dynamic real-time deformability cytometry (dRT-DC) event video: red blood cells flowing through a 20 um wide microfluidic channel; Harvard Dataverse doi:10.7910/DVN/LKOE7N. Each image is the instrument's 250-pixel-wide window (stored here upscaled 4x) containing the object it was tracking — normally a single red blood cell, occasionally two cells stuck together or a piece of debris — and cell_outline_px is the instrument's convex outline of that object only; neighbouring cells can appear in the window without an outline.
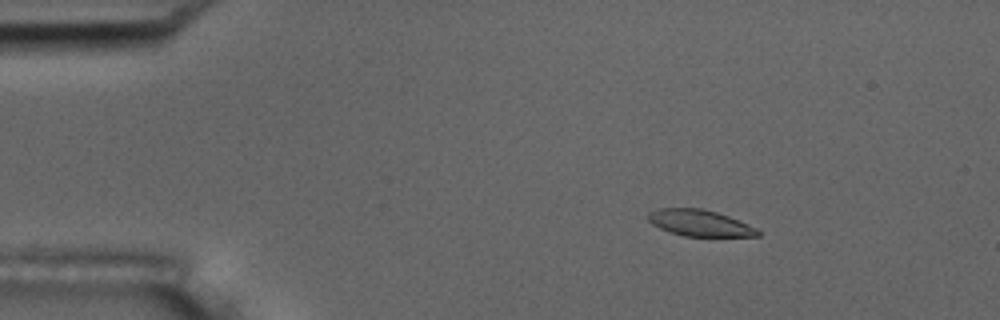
{"species": "common noctule bat (a hibernating species)", "species_latin": "Nyctalus noctula", "temperature_condition": "room temperature", "stored_images_in_passage": 56, "camera_frame_rate_fps": 3000, "um_per_image_px": 0.085, "animal": {"sex": "male", "body_mass_g": 17.5, "forearm_length_mm": 52.3}, "frame": {"image": 1, "passage_image": 9, "time_ms": 2.667, "image_size_px": [1000, 320], "cell_outline_px": [[760, 236], [684, 236], [660, 228], [652, 224], [648, 220], [648, 212], [660, 208], [700, 208], [716, 212], [728, 216], [748, 224], [756, 228], [760, 232]], "centroid_in_image_um": [59.47, 18.95], "position_along_channel_um": 25.5, "area_um2": 16.65}}
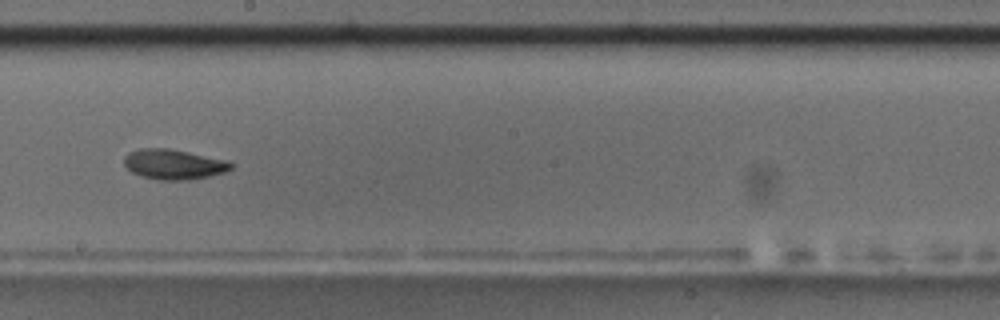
{"frame": {"image": 2, "passage_image": 32, "time_ms": 10.333, "image_size_px": [1000, 320], "cell_outline_px": [[232, 168], [224, 172], [208, 176], [188, 180], [160, 180], [144, 176], [132, 172], [124, 164], [124, 156], [128, 152], [140, 148], [168, 148], [228, 160], [232, 164]], "centroid_in_image_um": [14.76, 13.95], "position_along_channel_um": 233.4, "area_um2": 18.61}}
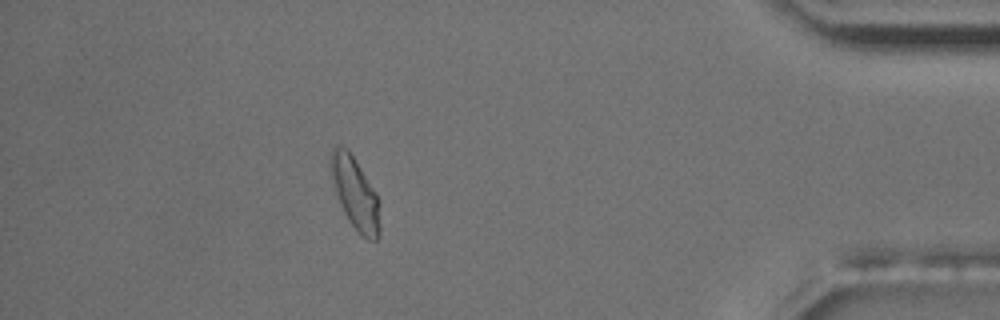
{"frame": {"image": 3, "passage_image": 50, "time_ms": 16.333, "image_size_px": [1000, 320], "cell_outline_px": [[380, 232], [376, 240], [368, 240], [348, 220], [340, 204], [336, 192], [328, 164], [328, 160], [332, 148], [336, 144], [348, 148], [376, 192], [380, 200]], "centroid_in_image_um": [30.19, 16.37], "position_along_channel_um": 405.0, "area_um2": 20.81}, "authors_computed_cell_mechanics": {"area_um2": 18.207, "velocity_mm_per_s": 3.6241, "shape_relaxation_time_tau1_ms": 4.3229, "shape_relaxation_time_tau2_ms": 2.1894, "deformation_change_tau1": 0.1466, "deformation_change_tau2": 0.0638}}